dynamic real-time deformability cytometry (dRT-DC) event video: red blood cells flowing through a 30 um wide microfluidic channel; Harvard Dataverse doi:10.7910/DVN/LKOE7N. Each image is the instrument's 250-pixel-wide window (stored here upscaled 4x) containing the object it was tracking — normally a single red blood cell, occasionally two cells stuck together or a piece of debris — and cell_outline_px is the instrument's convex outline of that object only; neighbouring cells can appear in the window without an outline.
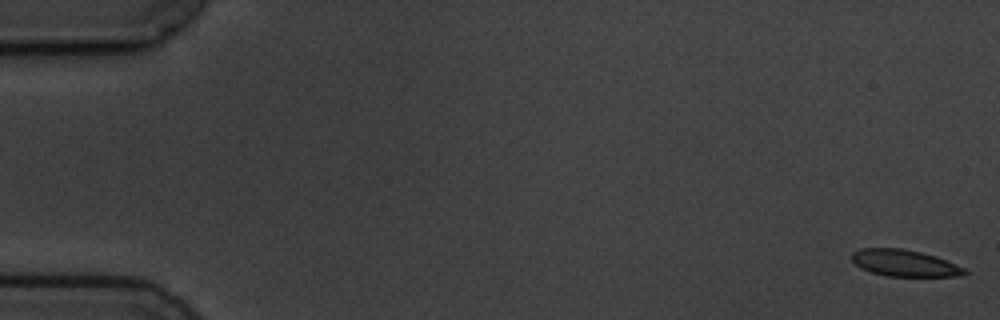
{"species": "common noctule bat (a hibernating species)", "species_latin": "Nyctalus noctula", "temperature_condition": "cold", "stored_images_in_passage": 5, "camera_frame_rate_fps": 3000, "um_per_image_px": 0.085, "animal": {"sex": "male", "body_mass_g": 19.5, "forearm_length_mm": 54.6}, "frame": {"image": 1, "passage_image": 1, "time_ms": 0.0, "image_size_px": [1000, 320], "cell_outline_px": [[968, 272], [956, 276], [888, 276], [872, 272], [860, 268], [852, 260], [852, 252], [860, 248], [900, 248], [920, 252], [936, 256], [964, 268]], "centroid_in_image_um": [76.84, 22.35], "position_along_channel_um": 8.2, "area_um2": 17.28}}